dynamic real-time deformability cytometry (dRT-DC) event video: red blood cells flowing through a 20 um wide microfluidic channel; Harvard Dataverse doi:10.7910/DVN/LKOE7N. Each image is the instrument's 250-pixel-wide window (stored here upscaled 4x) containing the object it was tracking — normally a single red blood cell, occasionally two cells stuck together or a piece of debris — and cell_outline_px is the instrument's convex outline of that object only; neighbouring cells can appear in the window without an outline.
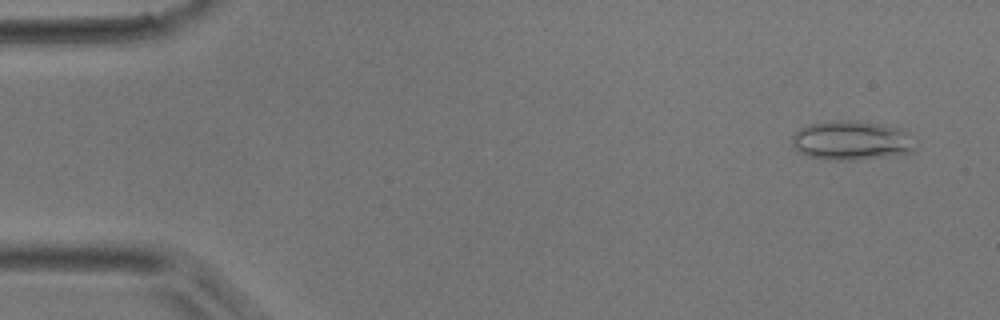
{"species": "common noctule bat (a hibernating species)", "species_latin": "Nyctalus noctula", "temperature_condition": "room temperature", "stored_images_in_passage": 33, "camera_frame_rate_fps": 3000, "um_per_image_px": 0.085, "animal": {"sex": "male", "body_mass_g": 17.9}, "frame": {"image": 1, "passage_image": 3, "time_ms": 0.667, "image_size_px": [1000, 320], "cell_outline_px": [[916, 148], [912, 152], [884, 156], [852, 160], [836, 160], [808, 156], [800, 152], [792, 144], [792, 136], [800, 128], [808, 124], [840, 120], [856, 120], [884, 124], [900, 128], [908, 132]], "centroid_in_image_um": [72.39, 11.92], "position_along_channel_um": 12.6, "area_um2": 28.09}}
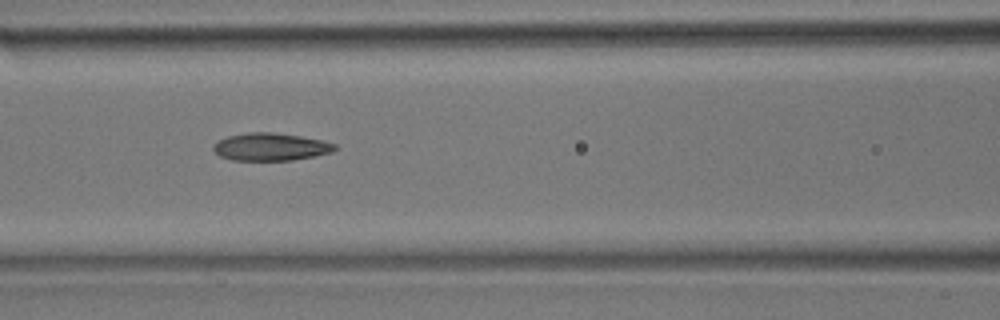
{"frame": {"image": 2, "passage_image": 20, "time_ms": 6.333, "image_size_px": [1000, 320], "cell_outline_px": [[340, 148], [332, 152], [292, 160], [232, 160], [220, 156], [212, 148], [212, 144], [216, 140], [228, 136], [248, 132], [272, 132], [300, 136], [320, 140], [336, 144]], "centroid_in_image_um": [22.98, 12.47], "position_along_channel_um": 143.6, "area_um2": 19.59}}
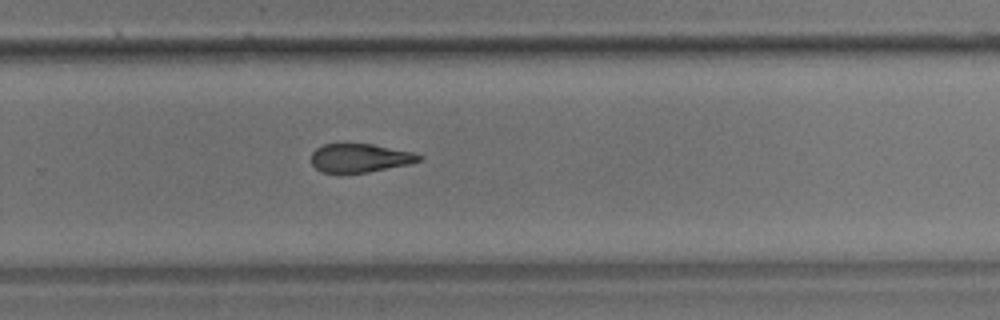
{"frame": {"image": 3, "passage_image": 31, "time_ms": 10.0, "image_size_px": [1000, 320], "cell_outline_px": [[424, 156], [420, 160], [408, 164], [368, 172], [320, 172], [312, 164], [312, 152], [316, 148], [324, 144], [372, 144], [412, 152]], "centroid_in_image_um": [30.58, 13.42], "position_along_channel_um": 299.2, "area_um2": 17.69}}